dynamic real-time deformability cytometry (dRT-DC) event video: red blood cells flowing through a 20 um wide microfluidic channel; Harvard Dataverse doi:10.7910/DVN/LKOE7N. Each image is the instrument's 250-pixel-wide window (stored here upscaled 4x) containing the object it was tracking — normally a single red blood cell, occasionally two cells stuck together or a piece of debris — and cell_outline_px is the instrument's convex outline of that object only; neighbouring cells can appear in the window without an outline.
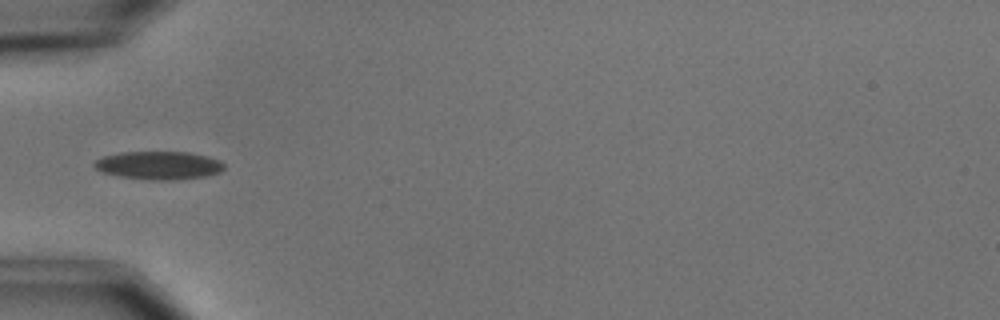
{"species": "common noctule bat (a hibernating species)", "species_latin": "Nyctalus noctula", "temperature_condition": "cold", "stored_images_in_passage": 9, "camera_frame_rate_fps": 3000, "um_per_image_px": 0.085, "animal": {"sex": "male", "body_mass_g": 15.6}, "frame": {"image": 1, "passage_image": 6, "time_ms": 6.667, "image_size_px": [1000, 320], "cell_outline_px": [[224, 168], [220, 172], [204, 176], [176, 180], [152, 180], [120, 176], [100, 172], [92, 164], [96, 160], [104, 156], [120, 152], [188, 152], [208, 156], [220, 160], [224, 164]], "centroid_in_image_um": [13.5, 14.05], "position_along_channel_um": 71.5, "area_um2": 21.33}}
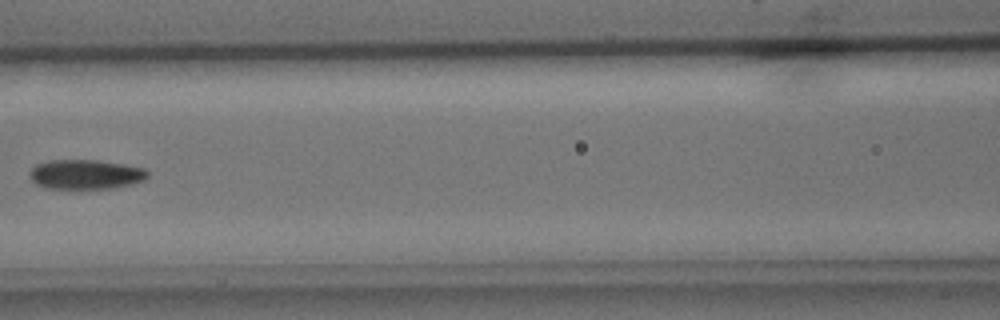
{"frame": {"image": 2, "passage_image": 8, "time_ms": 9.0, "image_size_px": [1000, 320], "cell_outline_px": [[148, 176], [144, 180], [132, 184], [112, 188], [48, 188], [36, 184], [28, 176], [32, 168], [36, 164], [48, 160], [96, 160], [124, 164], [144, 168], [148, 172]], "centroid_in_image_um": [7.27, 14.81], "position_along_channel_um": 159.3, "area_um2": 20.29}}
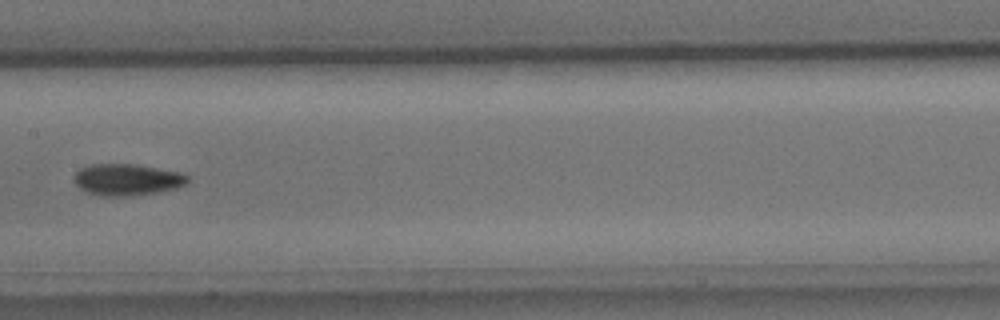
{"frame": {"image": 3, "passage_image": 9, "time_ms": 10.0, "image_size_px": [1000, 320], "cell_outline_px": [[188, 180], [184, 184], [176, 188], [156, 192], [128, 196], [100, 196], [88, 192], [80, 188], [72, 180], [76, 172], [80, 168], [92, 164], [136, 164], [180, 172], [188, 176]], "centroid_in_image_um": [10.76, 15.26], "position_along_channel_um": 196.6, "area_um2": 20.81}}